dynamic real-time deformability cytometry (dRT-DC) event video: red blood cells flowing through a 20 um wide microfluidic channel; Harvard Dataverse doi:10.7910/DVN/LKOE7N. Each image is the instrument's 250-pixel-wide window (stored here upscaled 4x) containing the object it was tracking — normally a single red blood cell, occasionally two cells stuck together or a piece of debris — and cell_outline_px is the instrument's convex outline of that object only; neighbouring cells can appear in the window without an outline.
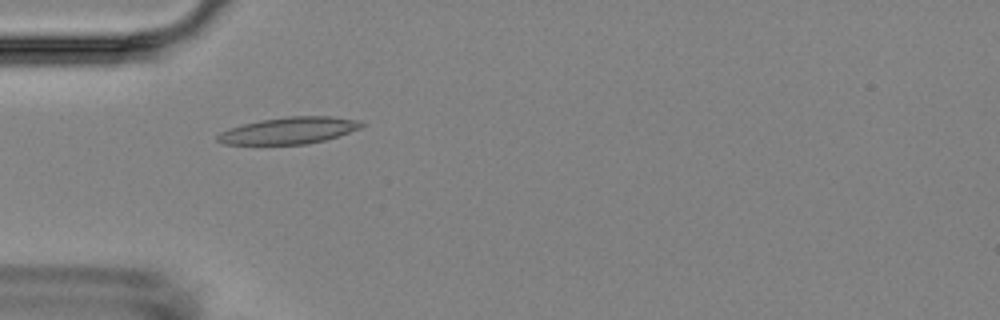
{"species": "Egyptian fruit bat (a non-hibernating species)", "species_latin": "Rousettus aegyptiacus", "temperature_condition": "room temperature", "stored_images_in_passage": 6, "camera_frame_rate_fps": 3000, "um_per_image_px": 0.085, "animal": {"sex": "female"}, "frame": {"image": 1, "passage_image": 5, "time_ms": 5.333, "image_size_px": [1000, 320], "cell_outline_px": [[364, 124], [360, 128], [324, 140], [304, 144], [224, 144], [216, 140], [216, 136], [220, 132], [228, 128], [260, 120], [288, 116], [332, 116], [360, 120]], "centroid_in_image_um": [24.54, 11.08], "position_along_channel_um": 60.5, "area_um2": 22.25}}
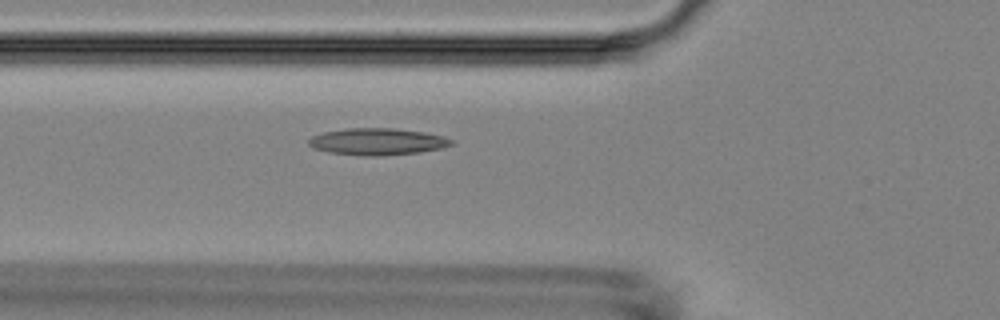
{"frame": {"image": 2, "passage_image": 6, "time_ms": 6.333, "image_size_px": [1000, 320], "cell_outline_px": [[456, 144], [440, 148], [420, 152], [380, 156], [360, 156], [328, 152], [312, 148], [308, 144], [308, 140], [312, 136], [324, 132], [344, 128], [396, 128], [424, 132], [444, 136], [452, 140]], "centroid_in_image_um": [32.07, 12.04], "position_along_channel_um": 93.7, "area_um2": 22.54}}